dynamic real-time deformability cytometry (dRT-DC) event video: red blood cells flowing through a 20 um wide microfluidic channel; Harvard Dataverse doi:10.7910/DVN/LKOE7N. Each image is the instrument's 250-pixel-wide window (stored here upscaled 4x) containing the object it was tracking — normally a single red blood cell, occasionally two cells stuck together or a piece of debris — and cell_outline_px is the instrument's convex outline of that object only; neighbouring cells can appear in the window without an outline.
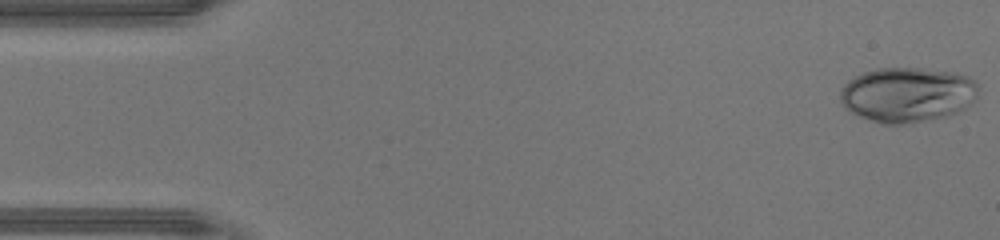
{"species": "human", "species_latin": "Homo sapiens", "temperature_condition": "warm", "stored_images_in_passage": 9, "camera_frame_rate_fps": 3000, "um_per_image_px": 0.085, "donor": {"sex": "male"}, "frame": {"image": 1, "passage_image": 1, "time_ms": 0.0, "image_size_px": [1000, 240], "cell_outline_px": [[980, 88], [976, 100], [972, 104], [956, 112], [944, 116], [904, 124], [884, 124], [860, 116], [852, 112], [840, 100], [840, 88], [848, 80], [864, 72], [876, 68], [924, 68], [956, 72], [968, 76], [976, 80], [980, 84]], "centroid_in_image_um": [77.19, 8.01], "position_along_channel_um": 7.8, "area_um2": 44.45}}